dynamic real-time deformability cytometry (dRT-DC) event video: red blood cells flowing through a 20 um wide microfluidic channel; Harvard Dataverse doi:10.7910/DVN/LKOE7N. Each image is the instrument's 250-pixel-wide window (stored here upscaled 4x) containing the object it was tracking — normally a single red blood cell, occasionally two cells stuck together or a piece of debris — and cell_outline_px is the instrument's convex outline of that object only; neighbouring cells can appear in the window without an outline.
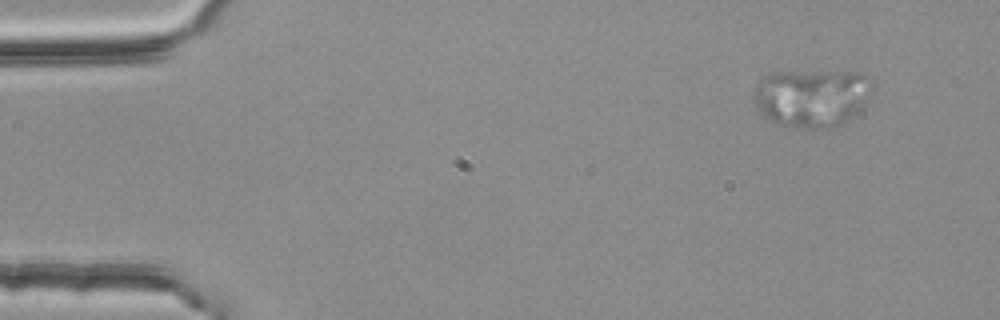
{"species": "common noctule bat (a hibernating species)", "species_latin": "Nyctalus noctula", "temperature_condition": "room temperature", "stored_images_in_passage": 4, "segment_of_instrument_passage": [1, 2], "camera_frame_rate_fps": 3000, "um_per_image_px": 0.085, "animal": {"sex": "female", "body_mass_g": 25.1}, "frame": {"image": 1, "passage_image": 1, "time_ms": 0.0, "image_size_px": [1000, 320], "cell_outline_px": [[876, 88], [872, 96], [852, 116], [832, 128], [800, 128], [780, 124], [768, 120], [756, 108], [752, 96], [756, 84], [764, 76], [772, 72], [860, 72], [872, 80], [876, 84]], "centroid_in_image_um": [69.02, 8.29], "position_along_channel_um": 16.0, "area_um2": 40.58}}